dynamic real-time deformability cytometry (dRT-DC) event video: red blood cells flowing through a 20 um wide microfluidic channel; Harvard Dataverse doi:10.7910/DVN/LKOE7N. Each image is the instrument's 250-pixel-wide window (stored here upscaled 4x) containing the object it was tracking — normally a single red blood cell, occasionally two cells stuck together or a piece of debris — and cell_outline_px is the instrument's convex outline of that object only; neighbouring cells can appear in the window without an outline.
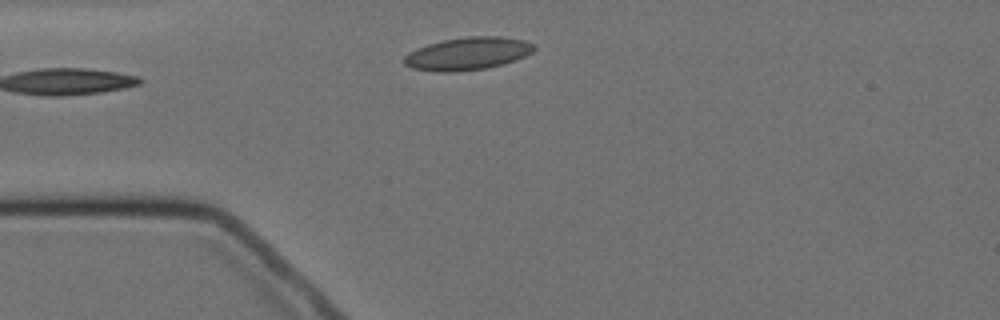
{"species": "Egyptian fruit bat (a non-hibernating species)", "species_latin": "Rousettus aegyptiacus", "temperature_condition": "cold", "stored_images_in_passage": 2, "camera_frame_rate_fps": 3000, "um_per_image_px": 0.085, "animal": {"sex": "female"}, "frame": {"image": 1, "passage_image": 2, "time_ms": 1.0, "image_size_px": [1000, 320], "cell_outline_px": [[536, 48], [532, 52], [524, 56], [504, 64], [488, 68], [456, 72], [436, 72], [412, 68], [404, 64], [404, 56], [408, 52], [416, 48], [428, 44], [444, 40], [468, 36], [500, 36], [524, 40], [536, 44]], "centroid_in_image_um": [39.76, 4.56], "position_along_channel_um": 45.2, "area_um2": 24.97}}